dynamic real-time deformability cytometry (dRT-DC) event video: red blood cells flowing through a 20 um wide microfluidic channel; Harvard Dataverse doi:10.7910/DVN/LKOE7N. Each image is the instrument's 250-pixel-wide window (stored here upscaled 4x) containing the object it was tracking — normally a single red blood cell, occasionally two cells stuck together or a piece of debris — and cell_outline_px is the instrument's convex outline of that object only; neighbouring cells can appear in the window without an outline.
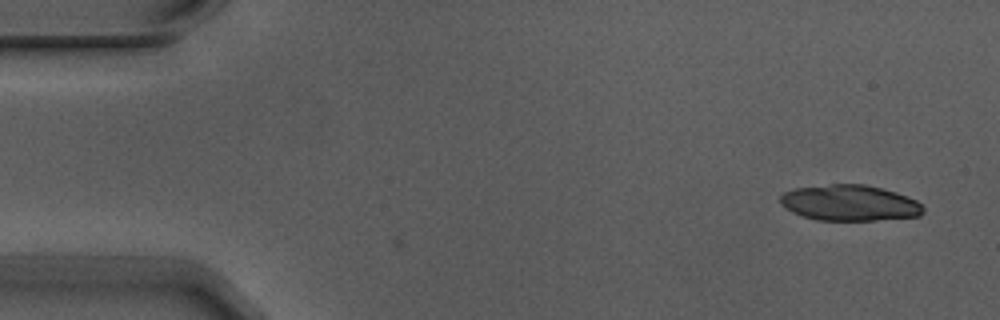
{"species": "Egyptian fruit bat (a non-hibernating species)", "species_latin": "Rousettus aegyptiacus", "temperature_condition": "warm", "stored_images_in_passage": 2, "camera_frame_rate_fps": 3000, "um_per_image_px": 0.085, "animal": {"sex": "male"}, "frame": {"image": 1, "passage_image": 2, "time_ms": 0.333, "image_size_px": [1000, 320], "cell_outline_px": [[924, 212], [920, 216], [872, 220], [816, 220], [792, 212], [780, 204], [780, 196], [784, 192], [796, 188], [832, 184], [864, 184], [896, 192], [908, 196], [916, 200], [924, 208]], "centroid_in_image_um": [72.22, 17.25], "position_along_channel_um": 12.8, "area_um2": 29.77}}